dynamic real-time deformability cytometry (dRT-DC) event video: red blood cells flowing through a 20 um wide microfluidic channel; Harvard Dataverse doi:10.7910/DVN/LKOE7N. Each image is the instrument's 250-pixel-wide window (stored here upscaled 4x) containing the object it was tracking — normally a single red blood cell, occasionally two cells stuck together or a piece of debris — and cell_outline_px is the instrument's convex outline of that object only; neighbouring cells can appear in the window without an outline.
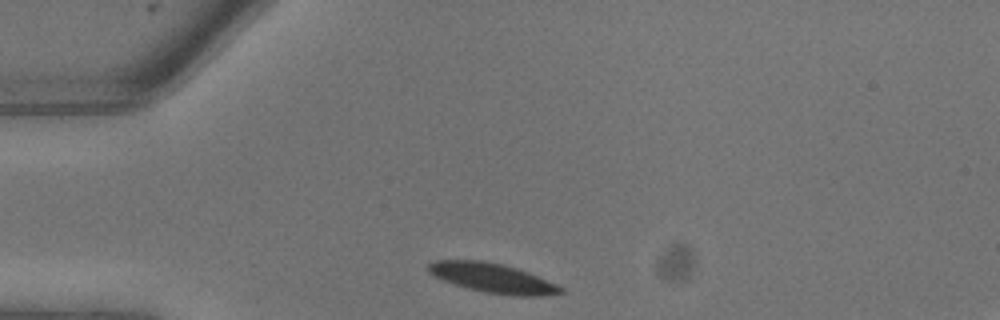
{"species": "common noctule bat (a hibernating species)", "species_latin": "Nyctalus noctula", "temperature_condition": "warm", "stored_images_in_passage": 5, "camera_frame_rate_fps": 3000, "um_per_image_px": 0.085, "animal": {"sex": "male", "body_mass_g": 13.3}, "frame": {"image": 1, "passage_image": 1, "time_ms": 0.0, "image_size_px": [1000, 320], "cell_outline_px": [[564, 292], [540, 296], [520, 296], [488, 292], [456, 284], [444, 280], [428, 272], [428, 264], [436, 260], [480, 260], [504, 264], [528, 272], [556, 284], [564, 288]], "centroid_in_image_um": [41.9, 23.61], "position_along_channel_um": 43.1, "area_um2": 22.2}}
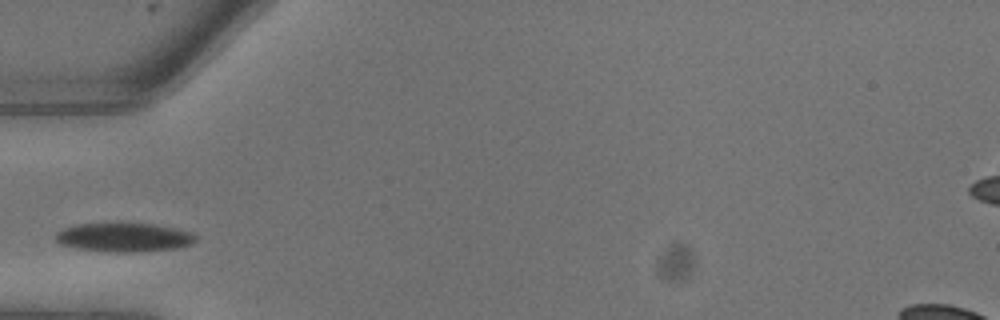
{"frame": {"image": 2, "passage_image": 3, "time_ms": 0.667, "image_size_px": [1000, 320], "cell_outline_px": [[196, 240], [192, 244], [176, 248], [128, 252], [108, 252], [76, 248], [60, 244], [52, 236], [56, 232], [64, 228], [76, 224], [112, 220], [120, 220], [156, 224], [188, 232], [196, 236]], "centroid_in_image_um": [10.44, 20.12], "position_along_channel_um": 74.6, "area_um2": 24.57}}